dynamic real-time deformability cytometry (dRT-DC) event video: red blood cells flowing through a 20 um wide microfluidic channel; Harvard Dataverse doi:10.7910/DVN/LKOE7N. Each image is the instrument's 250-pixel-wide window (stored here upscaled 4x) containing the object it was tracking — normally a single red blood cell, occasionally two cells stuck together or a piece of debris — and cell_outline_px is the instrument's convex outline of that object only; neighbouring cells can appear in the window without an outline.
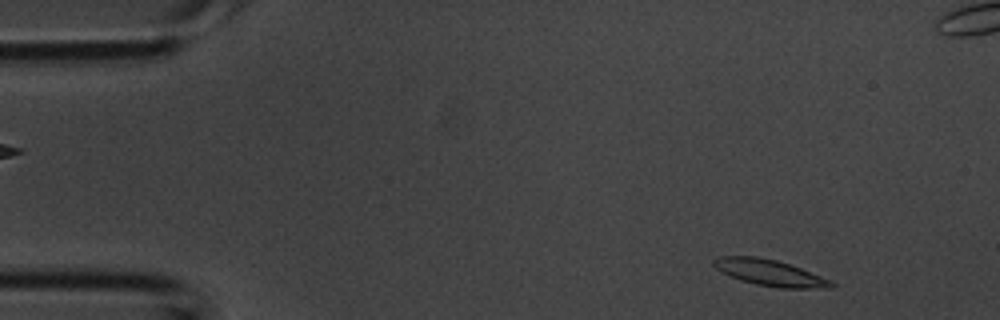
{"species": "common noctule bat (a hibernating species)", "species_latin": "Nyctalus noctula", "temperature_condition": "room temperature", "stored_images_in_passage": 4, "camera_frame_rate_fps": 3000, "um_per_image_px": 0.085, "animal": {"sex": "male", "body_mass_g": 20.1, "forearm_length_mm": 53.5}, "frame": {"image": 1, "passage_image": 1, "time_ms": 0.0, "image_size_px": [1000, 320], "cell_outline_px": [[836, 284], [816, 288], [780, 288], [756, 284], [740, 280], [716, 268], [712, 264], [712, 260], [720, 256], [756, 256], [776, 260], [800, 268], [832, 280]], "centroid_in_image_um": [65.4, 23.17], "position_along_channel_um": 19.6, "area_um2": 17.57}}